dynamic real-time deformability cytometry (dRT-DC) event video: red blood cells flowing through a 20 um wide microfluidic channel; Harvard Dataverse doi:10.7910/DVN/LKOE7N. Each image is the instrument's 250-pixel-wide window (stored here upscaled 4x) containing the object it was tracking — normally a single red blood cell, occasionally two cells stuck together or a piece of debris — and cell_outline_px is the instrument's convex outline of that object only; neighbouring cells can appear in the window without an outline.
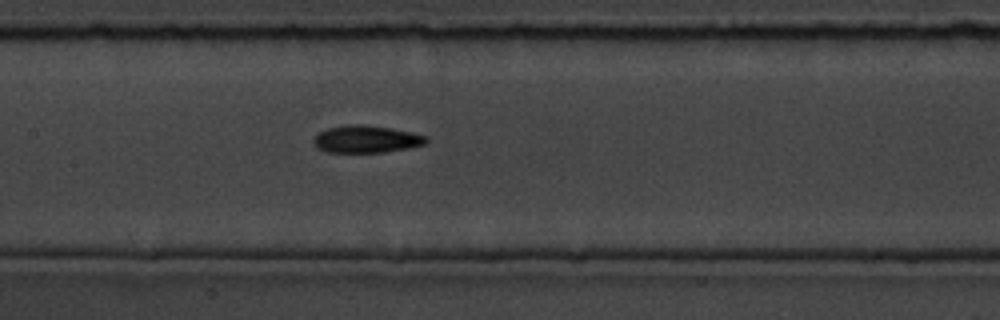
{"species": "common noctule bat (a hibernating species)", "species_latin": "Nyctalus noctula", "temperature_condition": "room temperature", "stored_images_in_passage": 5, "camera_frame_rate_fps": 3000, "um_per_image_px": 0.085, "animal": {"sex": "male", "body_mass_g": 19.5, "forearm_length_mm": 54.6}, "frame": {"image": 1, "passage_image": 5, "time_ms": 5.333, "image_size_px": [1000, 320], "cell_outline_px": [[428, 140], [424, 144], [408, 148], [384, 152], [324, 152], [316, 148], [312, 144], [312, 140], [320, 132], [328, 128], [348, 124], [364, 124], [392, 128], [412, 132], [424, 136]], "centroid_in_image_um": [31.08, 11.82], "position_along_channel_um": 176.3, "area_um2": 17.98}}